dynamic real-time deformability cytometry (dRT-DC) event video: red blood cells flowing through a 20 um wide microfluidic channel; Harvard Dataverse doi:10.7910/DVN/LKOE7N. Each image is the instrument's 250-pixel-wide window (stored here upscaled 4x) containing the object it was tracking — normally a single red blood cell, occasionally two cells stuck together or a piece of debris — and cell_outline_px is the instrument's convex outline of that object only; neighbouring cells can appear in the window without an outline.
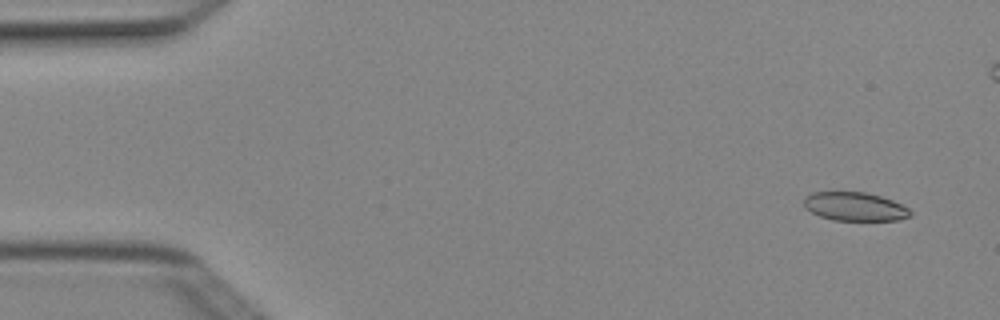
{"species": "Egyptian fruit bat (a non-hibernating species)", "species_latin": "Rousettus aegyptiacus", "temperature_condition": "cold", "stored_images_in_passage": 4, "camera_frame_rate_fps": 3000, "um_per_image_px": 0.085, "animal": {"sex": "female"}, "frame": {"image": 1, "passage_image": 1, "time_ms": 0.0, "image_size_px": [1000, 320], "cell_outline_px": [[912, 216], [900, 220], [832, 220], [820, 216], [804, 208], [804, 200], [812, 192], [864, 192], [880, 196], [892, 200], [908, 208], [912, 212]], "centroid_in_image_um": [72.68, 17.56], "position_along_channel_um": 12.3, "area_um2": 17.69}}